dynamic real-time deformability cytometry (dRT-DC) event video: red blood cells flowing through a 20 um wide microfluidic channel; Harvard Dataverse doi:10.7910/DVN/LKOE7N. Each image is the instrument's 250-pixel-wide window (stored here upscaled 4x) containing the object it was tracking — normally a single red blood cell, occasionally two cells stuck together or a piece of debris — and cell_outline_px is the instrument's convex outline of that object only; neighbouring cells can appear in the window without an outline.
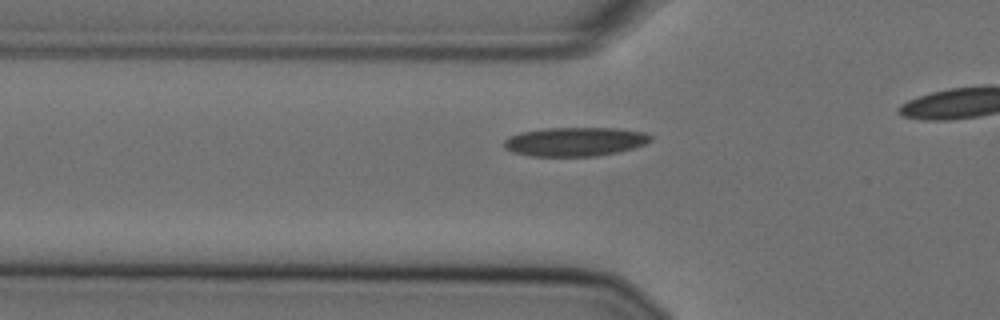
{"species": "Egyptian fruit bat (a non-hibernating species)", "species_latin": "Rousettus aegyptiacus", "temperature_condition": "cold", "stored_images_in_passage": 28, "camera_frame_rate_fps": 3000, "um_per_image_px": 0.085, "animal": {"sex": "female"}, "frame": {"image": 1, "passage_image": 15, "time_ms": 4.667, "image_size_px": [1000, 320], "cell_outline_px": [[652, 140], [644, 144], [632, 148], [616, 152], [596, 156], [528, 156], [512, 152], [504, 148], [504, 140], [508, 136], [520, 132], [544, 128], [616, 128], [644, 132], [652, 136]], "centroid_in_image_um": [48.83, 12.04], "position_along_channel_um": 77.0, "area_um2": 24.8}}
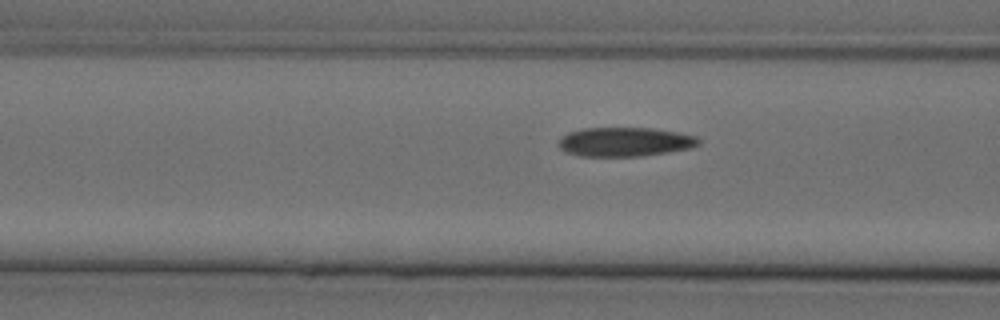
{"frame": {"image": 2, "passage_image": 18, "time_ms": 5.667, "image_size_px": [1000, 320], "cell_outline_px": [[700, 144], [692, 148], [668, 152], [640, 156], [580, 156], [564, 152], [556, 144], [560, 136], [568, 132], [584, 128], [652, 128], [676, 132], [696, 136], [700, 140]], "centroid_in_image_um": [53.07, 12.06], "position_along_channel_um": 113.5, "area_um2": 23.99}}
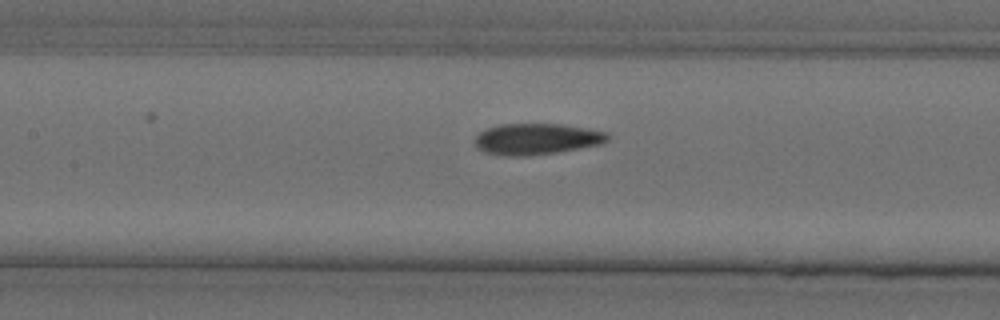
{"frame": {"image": 3, "passage_image": 22, "time_ms": 7.0, "image_size_px": [1000, 320], "cell_outline_px": [[612, 136], [604, 144], [556, 152], [524, 156], [508, 156], [488, 152], [480, 148], [476, 144], [476, 136], [480, 132], [488, 128], [500, 124], [564, 124], [588, 128], [608, 132]], "centroid_in_image_um": [45.72, 11.8], "position_along_channel_um": 161.7, "area_um2": 24.04}}